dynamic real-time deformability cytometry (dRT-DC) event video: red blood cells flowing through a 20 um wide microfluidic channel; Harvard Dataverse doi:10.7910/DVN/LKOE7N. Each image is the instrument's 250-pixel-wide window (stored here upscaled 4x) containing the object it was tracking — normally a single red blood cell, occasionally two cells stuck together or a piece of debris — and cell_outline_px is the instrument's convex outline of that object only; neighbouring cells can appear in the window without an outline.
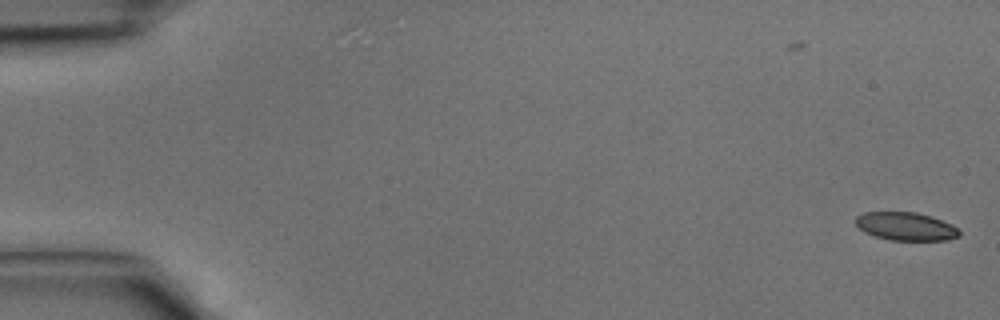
{"species": "common noctule bat (a hibernating species)", "species_latin": "Nyctalus noctula", "temperature_condition": "cold", "stored_images_in_passage": 3, "camera_frame_rate_fps": 3000, "um_per_image_px": 0.085, "animal": {"sex": "male", "body_mass_g": 15.6}, "frame": {"image": 1, "passage_image": 3, "time_ms": 0.667, "image_size_px": [1000, 320], "cell_outline_px": [[960, 236], [944, 240], [892, 240], [876, 236], [864, 232], [856, 224], [856, 216], [864, 212], [916, 212], [932, 216], [952, 224], [960, 232]], "centroid_in_image_um": [77.0, 19.23], "position_along_channel_um": 8.0, "area_um2": 16.94}}